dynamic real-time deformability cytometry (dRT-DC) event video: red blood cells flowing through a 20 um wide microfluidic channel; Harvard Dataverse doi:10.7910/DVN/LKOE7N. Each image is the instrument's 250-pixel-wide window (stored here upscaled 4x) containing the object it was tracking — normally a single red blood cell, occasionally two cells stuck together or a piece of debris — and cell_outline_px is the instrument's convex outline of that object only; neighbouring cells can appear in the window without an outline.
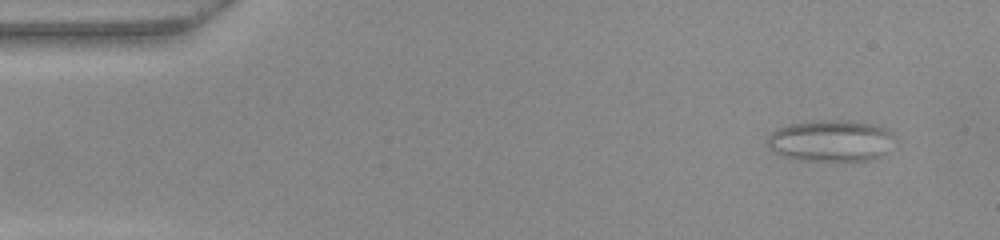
{"species": "common noctule bat (a hibernating species)", "species_latin": "Nyctalus noctula", "temperature_condition": "warm", "stored_images_in_passage": 46, "camera_frame_rate_fps": 3000, "um_per_image_px": 0.085, "animal": {"sex": "female", "body_mass_g": 22.0, "forearm_length_mm": 56.7}, "frame": {"image": 1, "passage_image": 1, "time_ms": 0.0, "image_size_px": [1000, 240], "cell_outline_px": [[896, 136], [884, 152], [880, 156], [872, 160], [800, 160], [780, 156], [772, 152], [768, 148], [768, 136], [776, 128], [788, 124], [812, 120], [848, 120], [876, 124], [888, 128]], "centroid_in_image_um": [70.59, 11.94], "position_along_channel_um": 14.4, "area_um2": 31.21}}
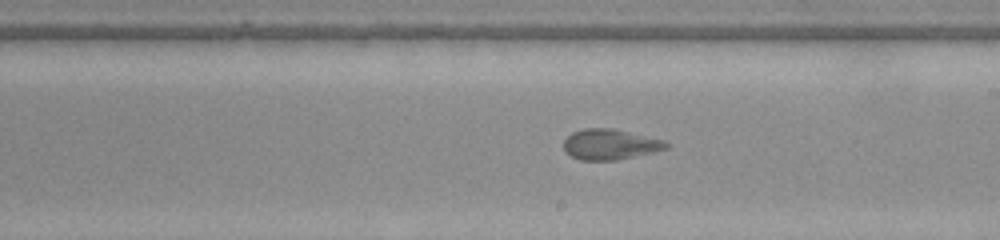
{"frame": {"image": 2, "passage_image": 26, "time_ms": 8.333, "image_size_px": [1000, 240], "cell_outline_px": [[668, 148], [652, 152], [616, 160], [580, 160], [564, 152], [564, 140], [572, 132], [584, 128], [612, 128], [664, 140], [668, 144]], "centroid_in_image_um": [51.82, 12.27], "position_along_channel_um": 237.2, "area_um2": 18.09}}
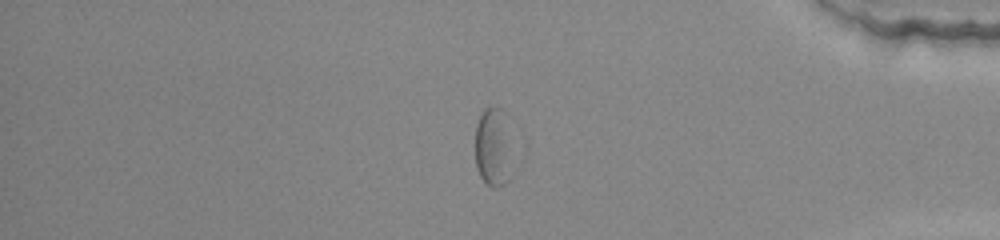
{"frame": {"image": 3, "passage_image": 40, "time_ms": 13.0, "image_size_px": [1000, 240], "cell_outline_px": [[512, 176], [504, 184], [496, 188], [492, 188], [480, 176], [476, 168], [476, 124], [484, 108], [492, 104], [500, 108], [504, 112]], "centroid_in_image_um": [41.89, 12.53], "position_along_channel_um": 393.3, "area_um2": 16.88}}